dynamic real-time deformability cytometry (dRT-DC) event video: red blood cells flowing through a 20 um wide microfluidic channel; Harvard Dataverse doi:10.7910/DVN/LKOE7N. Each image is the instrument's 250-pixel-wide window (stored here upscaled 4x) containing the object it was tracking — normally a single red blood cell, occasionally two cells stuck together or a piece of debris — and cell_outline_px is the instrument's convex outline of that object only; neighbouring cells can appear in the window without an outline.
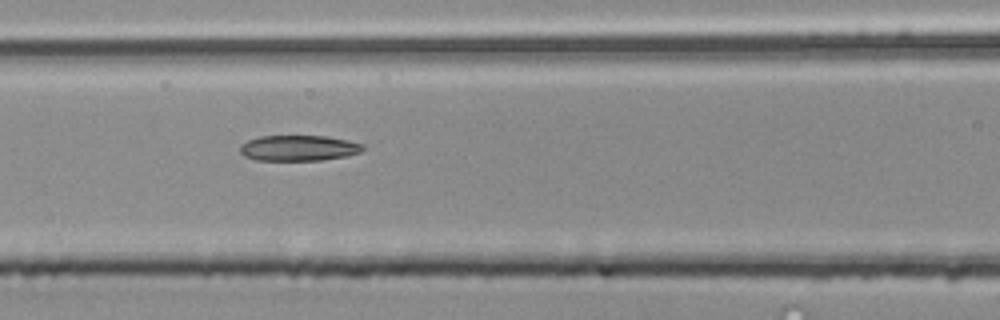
{"species": "common noctule bat (a hibernating species)", "species_latin": "Nyctalus noctula", "temperature_condition": "room temperature", "stored_images_in_passage": 5, "camera_frame_rate_fps": 3000, "um_per_image_px": 0.085, "animal": {"sex": "male", "body_mass_g": 20.4}, "frame": {"image": 1, "passage_image": 5, "time_ms": 1.333, "image_size_px": [1000, 320], "cell_outline_px": [[364, 148], [360, 152], [348, 156], [320, 160], [256, 160], [244, 156], [240, 152], [240, 144], [248, 140], [260, 136], [328, 136], [348, 140], [364, 144]], "centroid_in_image_um": [25.39, 12.58], "position_along_channel_um": 141.2, "area_um2": 18.44}}